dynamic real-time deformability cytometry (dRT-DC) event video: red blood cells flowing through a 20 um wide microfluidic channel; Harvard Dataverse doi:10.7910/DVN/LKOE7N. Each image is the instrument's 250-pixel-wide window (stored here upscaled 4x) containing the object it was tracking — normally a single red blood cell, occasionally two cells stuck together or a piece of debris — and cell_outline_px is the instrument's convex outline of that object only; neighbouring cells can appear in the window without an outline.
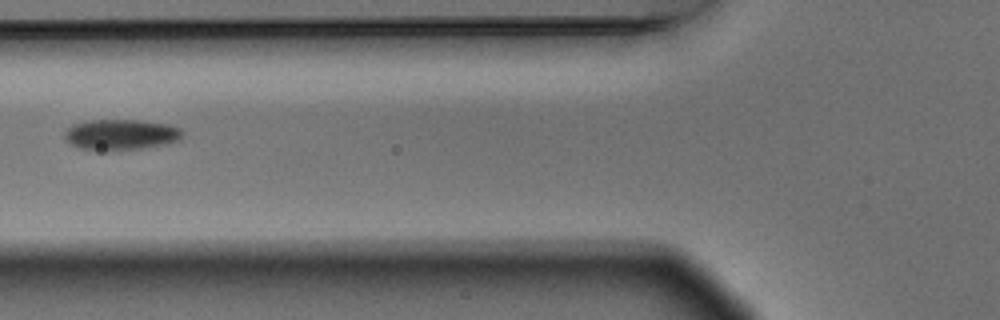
{"species": "Egyptian fruit bat (a non-hibernating species)", "species_latin": "Rousettus aegyptiacus", "temperature_condition": "warm", "stored_images_in_passage": 3, "camera_frame_rate_fps": 3000, "um_per_image_px": 0.085, "animal": {"sex": "male"}, "frame": {"image": 1, "passage_image": 3, "time_ms": 0.667, "image_size_px": [1000, 320], "cell_outline_px": [[184, 132], [180, 140], [164, 144], [140, 148], [80, 148], [72, 144], [64, 136], [64, 132], [72, 124], [92, 120], [140, 120], [168, 124], [180, 128]], "centroid_in_image_um": [10.33, 11.39], "position_along_channel_um": 115.5, "area_um2": 20.35}}